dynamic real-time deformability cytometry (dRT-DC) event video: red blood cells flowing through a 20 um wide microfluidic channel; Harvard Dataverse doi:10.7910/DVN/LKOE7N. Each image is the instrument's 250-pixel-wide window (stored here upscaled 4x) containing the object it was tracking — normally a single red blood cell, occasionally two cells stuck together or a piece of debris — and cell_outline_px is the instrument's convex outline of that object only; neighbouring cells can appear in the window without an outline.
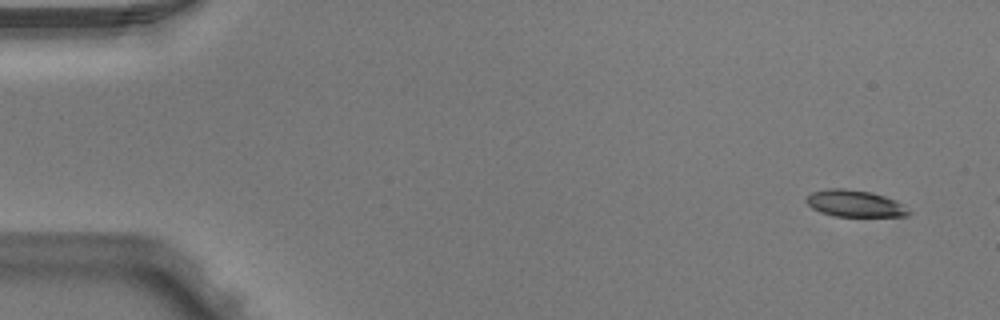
{"species": "Egyptian fruit bat (a non-hibernating species)", "species_latin": "Rousettus aegyptiacus", "temperature_condition": "warm", "stored_images_in_passage": 4, "camera_frame_rate_fps": 3000, "um_per_image_px": 0.085, "animal": {"sex": "male"}, "frame": {"image": 1, "passage_image": 1, "time_ms": 0.0, "image_size_px": [1000, 320], "cell_outline_px": [[912, 212], [908, 216], [832, 216], [820, 212], [812, 208], [804, 200], [812, 192], [828, 188], [844, 188], [868, 192], [884, 196], [900, 204]], "centroid_in_image_um": [72.6, 17.3], "position_along_channel_um": 12.4, "area_um2": 15.72}}